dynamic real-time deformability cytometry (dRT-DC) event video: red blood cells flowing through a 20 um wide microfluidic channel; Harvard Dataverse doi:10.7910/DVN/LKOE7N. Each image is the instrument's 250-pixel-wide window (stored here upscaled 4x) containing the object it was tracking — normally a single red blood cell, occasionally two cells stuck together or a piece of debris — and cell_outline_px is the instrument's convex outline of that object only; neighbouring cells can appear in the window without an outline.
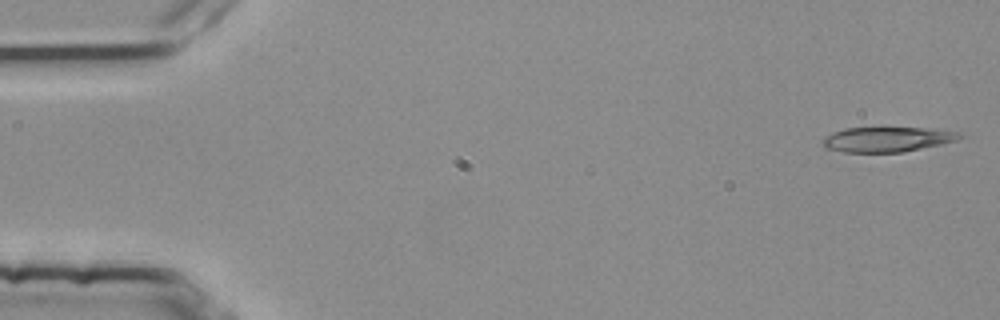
{"species": "common noctule bat (a hibernating species)", "species_latin": "Nyctalus noctula", "temperature_condition": "room temperature", "stored_images_in_passage": 53, "camera_frame_rate_fps": 3000, "um_per_image_px": 0.085, "animal": {"sex": "female", "body_mass_g": 25.1}, "frame": {"image": 1, "passage_image": 1, "time_ms": 0.0, "image_size_px": [1000, 320], "cell_outline_px": [[964, 136], [956, 140], [904, 152], [844, 152], [824, 148], [824, 136], [832, 132], [844, 128], [880, 124], [936, 128], [960, 132]], "centroid_in_image_um": [75.41, 11.77], "position_along_channel_um": 9.6, "area_um2": 21.21}}
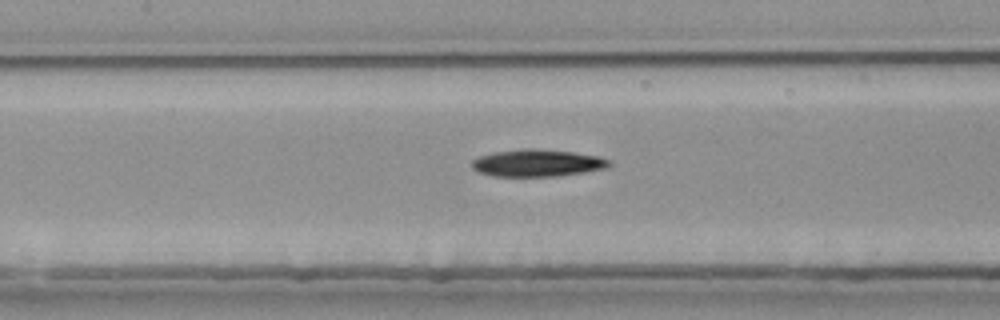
{"frame": {"image": 2, "passage_image": 24, "time_ms": 7.667, "image_size_px": [1000, 320], "cell_outline_px": [[612, 164], [608, 168], [584, 172], [556, 176], [496, 176], [480, 172], [472, 168], [472, 160], [480, 156], [492, 152], [524, 148], [532, 148], [576, 152], [600, 156], [612, 160]], "centroid_in_image_um": [45.74, 13.84], "position_along_channel_um": 161.7, "area_um2": 21.91}}
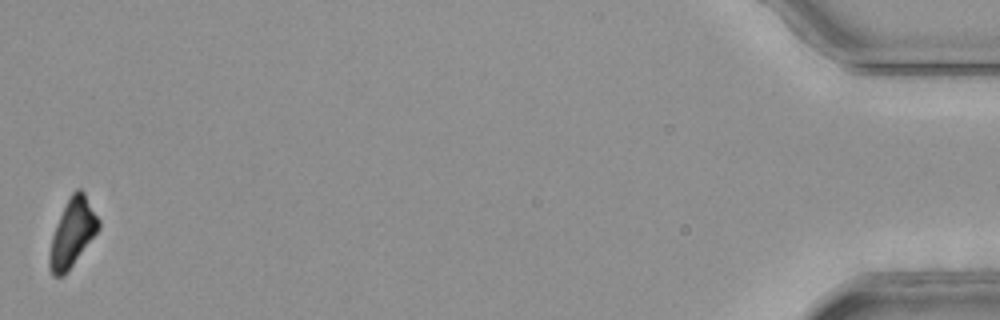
{"frame": {"image": 3, "passage_image": 53, "time_ms": 17.333, "image_size_px": [1000, 320], "cell_outline_px": [[100, 228], [64, 276], [52, 276], [48, 264], [48, 260], [52, 236], [60, 216], [72, 192], [76, 188], [80, 188], [84, 192], [100, 220]], "centroid_in_image_um": [6.16, 19.8], "position_along_channel_um": 429.0, "area_um2": 19.13}}